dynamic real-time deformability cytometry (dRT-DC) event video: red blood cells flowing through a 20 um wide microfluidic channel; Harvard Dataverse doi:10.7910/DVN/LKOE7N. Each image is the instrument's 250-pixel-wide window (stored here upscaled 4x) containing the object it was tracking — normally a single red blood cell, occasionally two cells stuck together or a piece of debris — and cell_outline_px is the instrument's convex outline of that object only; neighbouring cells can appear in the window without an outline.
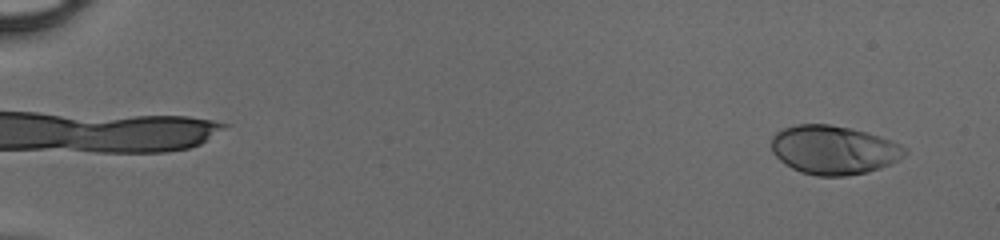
{"species": "human", "species_latin": "Homo sapiens", "temperature_condition": "cold", "stored_images_in_passage": 49, "camera_frame_rate_fps": 3000, "um_per_image_px": 0.085, "donor": {"sex": "male"}, "frame": {"image": 1, "passage_image": 3, "time_ms": 0.667, "image_size_px": [1000, 240], "cell_outline_px": [[908, 152], [900, 160], [880, 168], [868, 172], [844, 176], [816, 176], [800, 172], [784, 164], [772, 152], [772, 136], [776, 132], [784, 128], [796, 124], [828, 124], [868, 132], [892, 140], [908, 148]], "centroid_in_image_um": [70.89, 12.75], "position_along_channel_um": 14.1, "area_um2": 38.26}}
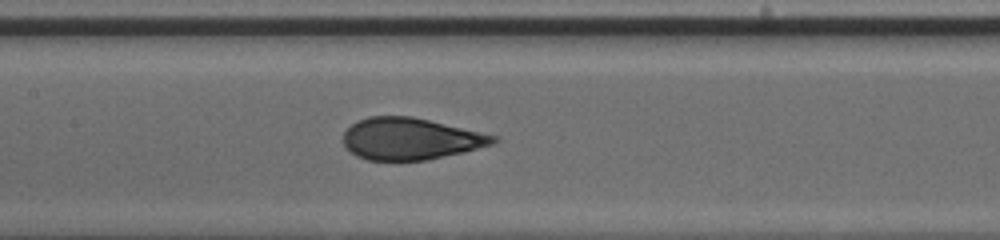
{"frame": {"image": 2, "passage_image": 26, "time_ms": 8.333, "image_size_px": [1000, 240], "cell_outline_px": [[500, 140], [492, 144], [464, 152], [428, 160], [368, 160], [356, 156], [348, 152], [344, 148], [344, 132], [356, 120], [368, 116], [412, 116], [496, 136]], "centroid_in_image_um": [34.84, 11.8], "position_along_channel_um": 172.6, "area_um2": 36.53}}
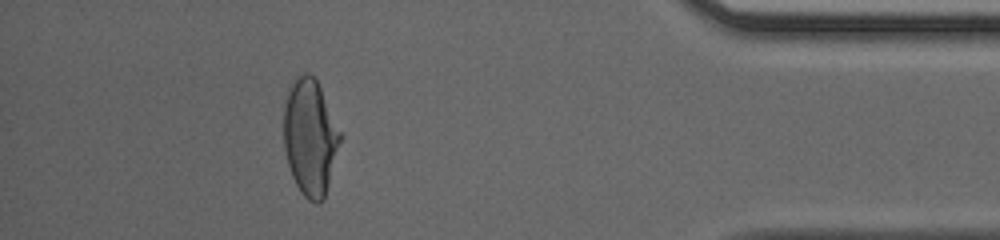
{"frame": {"image": 3, "passage_image": 45, "time_ms": 14.667, "image_size_px": [1000, 240], "cell_outline_px": [[340, 140], [324, 200], [320, 204], [316, 204], [308, 200], [300, 192], [292, 176], [288, 164], [284, 148], [284, 104], [288, 88], [304, 72], [308, 72], [316, 80], [320, 88], [340, 132]], "centroid_in_image_um": [26.33, 11.71], "position_along_channel_um": 408.9, "area_um2": 37.63}}